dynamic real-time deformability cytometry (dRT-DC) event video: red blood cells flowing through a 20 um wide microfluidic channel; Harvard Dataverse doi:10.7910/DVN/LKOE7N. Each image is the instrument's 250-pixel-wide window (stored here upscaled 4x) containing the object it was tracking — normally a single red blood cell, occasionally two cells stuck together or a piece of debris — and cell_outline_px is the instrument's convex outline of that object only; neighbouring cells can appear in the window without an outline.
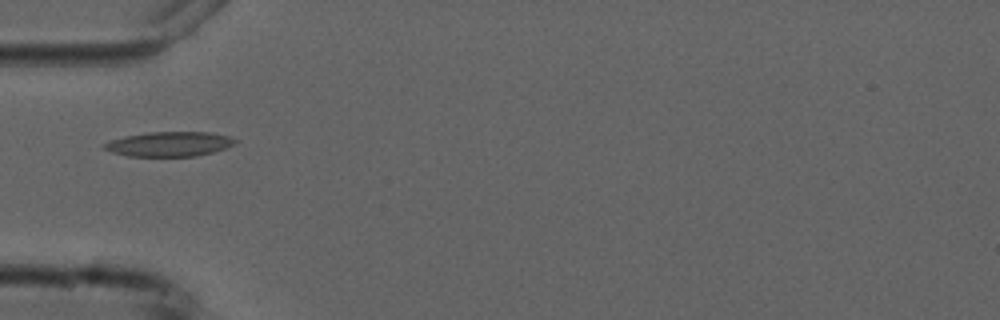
{"species": "common noctule bat (a hibernating species)", "species_latin": "Nyctalus noctula", "temperature_condition": "cold", "stored_images_in_passage": 5, "camera_frame_rate_fps": 3000, "um_per_image_px": 0.085, "animal": {"sex": "male", "forearm_length_mm": 52.5}, "frame": {"image": 1, "passage_image": 5, "time_ms": 5.333, "image_size_px": [1000, 320], "cell_outline_px": [[236, 144], [212, 152], [196, 156], [128, 156], [112, 152], [104, 148], [100, 144], [124, 136], [148, 132], [208, 132], [228, 136], [236, 140]], "centroid_in_image_um": [14.36, 12.24], "position_along_channel_um": 70.6, "area_um2": 18.73}}